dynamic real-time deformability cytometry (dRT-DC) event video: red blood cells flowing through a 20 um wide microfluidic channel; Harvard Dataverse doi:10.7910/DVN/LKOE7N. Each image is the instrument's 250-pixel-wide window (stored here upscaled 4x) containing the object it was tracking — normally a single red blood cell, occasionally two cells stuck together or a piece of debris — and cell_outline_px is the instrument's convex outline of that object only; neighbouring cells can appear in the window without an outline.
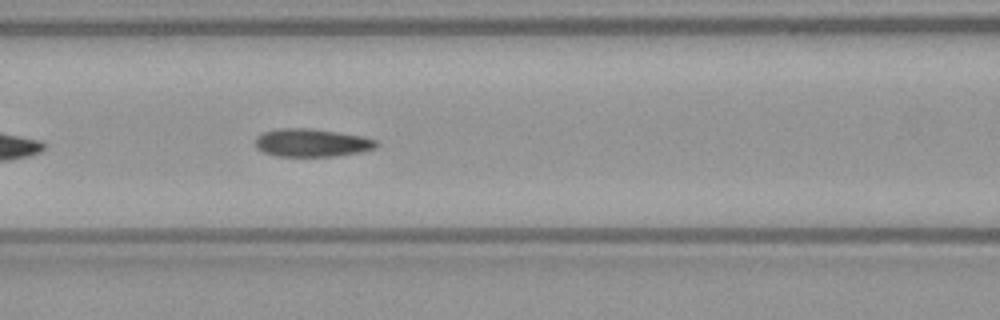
{"species": "common noctule bat (a hibernating species)", "species_latin": "Nyctalus noctula", "temperature_condition": "warm", "stored_images_in_passage": 13, "camera_frame_rate_fps": 3000, "um_per_image_px": 0.085, "animal": {"sex": "female", "body_mass_g": 21.9}, "frame": {"image": 1, "passage_image": 8, "time_ms": 2.333, "image_size_px": [1000, 320], "cell_outline_px": [[380, 144], [376, 148], [360, 152], [336, 156], [276, 156], [264, 152], [256, 148], [256, 136], [260, 132], [280, 128], [308, 128], [364, 136], [376, 140]], "centroid_in_image_um": [26.5, 12.13], "position_along_channel_um": 140.1, "area_um2": 19.88}}